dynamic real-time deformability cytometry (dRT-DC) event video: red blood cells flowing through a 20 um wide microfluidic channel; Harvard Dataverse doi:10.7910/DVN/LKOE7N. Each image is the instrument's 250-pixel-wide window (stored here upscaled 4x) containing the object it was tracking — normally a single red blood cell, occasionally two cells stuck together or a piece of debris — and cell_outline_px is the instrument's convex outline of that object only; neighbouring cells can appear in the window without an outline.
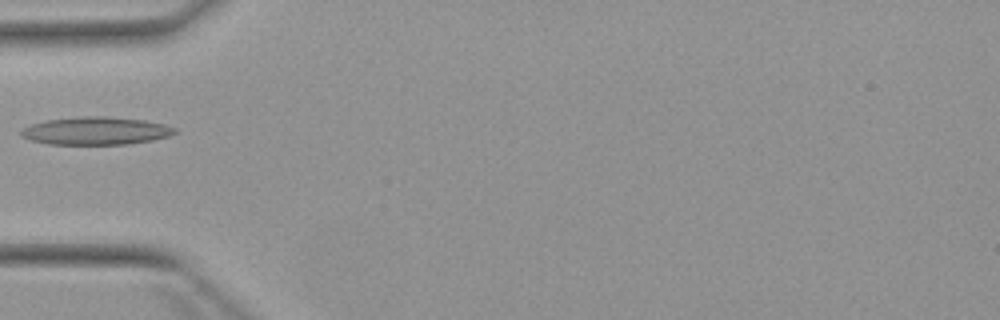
{"species": "Egyptian fruit bat (a non-hibernating species)", "species_latin": "Rousettus aegyptiacus", "temperature_condition": "warm", "stored_images_in_passage": 3, "camera_frame_rate_fps": 3000, "um_per_image_px": 0.085, "animal": {"sex": "female"}, "frame": {"image": 1, "passage_image": 2, "time_ms": 2.0, "image_size_px": [1000, 320], "cell_outline_px": [[176, 132], [168, 136], [152, 140], [128, 144], [48, 144], [32, 140], [20, 136], [20, 132], [24, 128], [32, 124], [48, 120], [80, 116], [104, 116], [144, 120], [164, 124], [176, 128]], "centroid_in_image_um": [8.15, 11.12], "position_along_channel_um": 76.8, "area_um2": 24.74}}
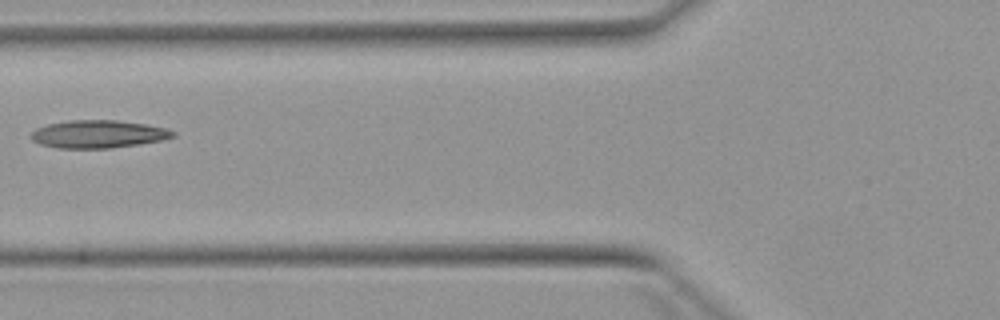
{"frame": {"image": 2, "passage_image": 3, "time_ms": 3.0, "image_size_px": [1000, 320], "cell_outline_px": [[176, 136], [160, 140], [140, 144], [112, 148], [56, 148], [40, 144], [32, 140], [28, 136], [36, 128], [48, 124], [68, 120], [116, 120], [144, 124], [168, 128], [176, 132]], "centroid_in_image_um": [8.33, 11.4], "position_along_channel_um": 117.5, "area_um2": 23.12}}